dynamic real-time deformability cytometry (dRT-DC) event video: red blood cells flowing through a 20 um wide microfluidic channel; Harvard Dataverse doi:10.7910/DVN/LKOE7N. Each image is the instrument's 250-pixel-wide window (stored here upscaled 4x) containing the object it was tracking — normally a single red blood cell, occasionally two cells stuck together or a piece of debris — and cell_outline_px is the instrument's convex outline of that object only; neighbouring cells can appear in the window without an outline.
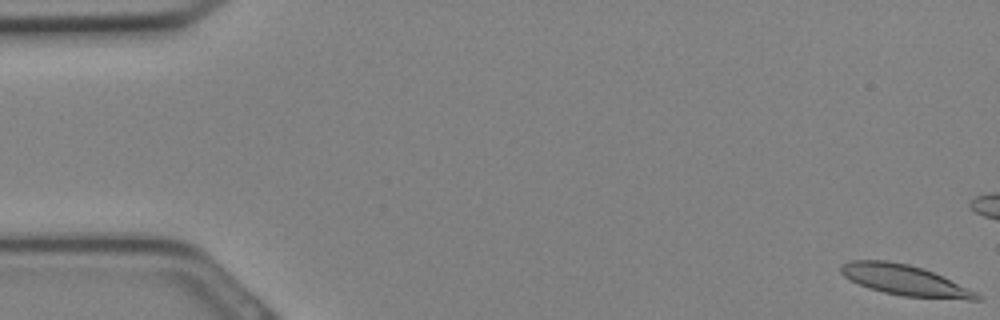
{"species": "Egyptian fruit bat (a non-hibernating species)", "species_latin": "Rousettus aegyptiacus", "temperature_condition": "cold", "stored_images_in_passage": 10, "camera_frame_rate_fps": 3000, "um_per_image_px": 0.085, "animal": {"sex": "female"}, "frame": {"image": 1, "passage_image": 1, "time_ms": 0.0, "image_size_px": [1000, 320], "cell_outline_px": [[980, 300], [968, 300], [904, 296], [884, 292], [868, 288], [848, 280], [840, 272], [840, 264], [848, 260], [888, 260], [908, 264], [924, 268], [976, 292], [980, 296]], "centroid_in_image_um": [76.84, 23.8], "position_along_channel_um": 8.2, "area_um2": 24.22}}